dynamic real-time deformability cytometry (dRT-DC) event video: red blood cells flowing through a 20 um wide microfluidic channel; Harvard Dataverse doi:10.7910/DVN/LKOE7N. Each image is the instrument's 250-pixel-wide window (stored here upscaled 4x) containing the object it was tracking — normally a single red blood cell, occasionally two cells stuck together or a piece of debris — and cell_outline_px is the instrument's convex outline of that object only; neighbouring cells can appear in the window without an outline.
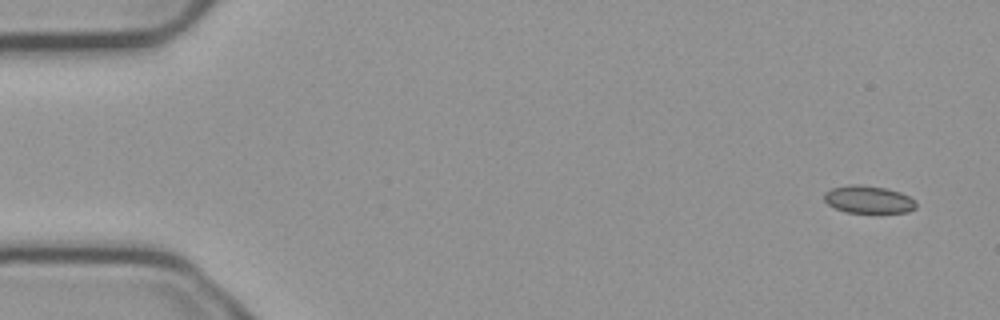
{"species": "common noctule bat (a hibernating species)", "species_latin": "Nyctalus noctula", "temperature_condition": "cold", "stored_images_in_passage": 9, "camera_frame_rate_fps": 3000, "um_per_image_px": 0.085, "animal": {"sex": "male", "body_mass_g": 23.1, "forearm_length_mm": 52.7}, "frame": {"image": 1, "passage_image": 1, "time_ms": 0.0, "image_size_px": [1000, 320], "cell_outline_px": [[916, 208], [908, 212], [844, 212], [828, 204], [824, 200], [824, 192], [832, 188], [848, 184], [856, 184], [884, 188], [900, 192], [916, 200]], "centroid_in_image_um": [73.81, 16.95], "position_along_channel_um": 11.2, "area_um2": 14.68}}
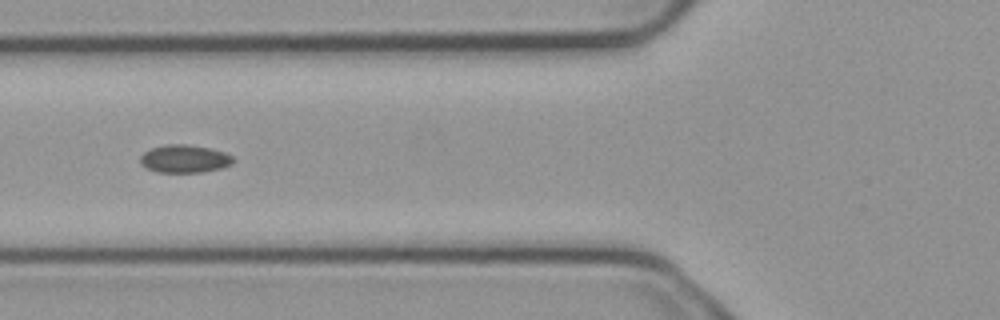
{"frame": {"image": 2, "passage_image": 6, "time_ms": 1.667, "image_size_px": [1000, 320], "cell_outline_px": [[236, 160], [232, 164], [220, 168], [204, 172], [156, 172], [140, 164], [140, 156], [144, 152], [152, 148], [168, 144], [188, 144], [208, 148], [224, 152], [232, 156]], "centroid_in_image_um": [15.69, 13.5], "position_along_channel_um": 110.1, "area_um2": 15.09}}
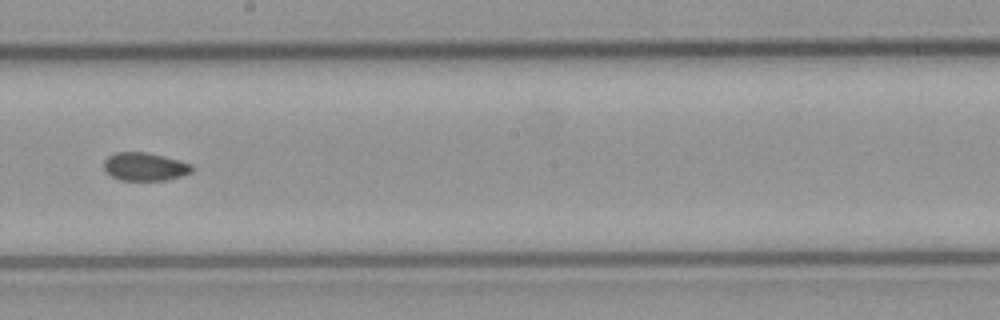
{"frame": {"image": 3, "passage_image": 9, "time_ms": 2.667, "image_size_px": [1000, 320], "cell_outline_px": [[196, 168], [192, 172], [180, 176], [164, 180], [120, 180], [112, 176], [104, 168], [104, 160], [108, 156], [116, 152], [148, 152], [164, 156], [192, 164]], "centroid_in_image_um": [12.34, 14.15], "position_along_channel_um": 235.9, "area_um2": 14.45}}